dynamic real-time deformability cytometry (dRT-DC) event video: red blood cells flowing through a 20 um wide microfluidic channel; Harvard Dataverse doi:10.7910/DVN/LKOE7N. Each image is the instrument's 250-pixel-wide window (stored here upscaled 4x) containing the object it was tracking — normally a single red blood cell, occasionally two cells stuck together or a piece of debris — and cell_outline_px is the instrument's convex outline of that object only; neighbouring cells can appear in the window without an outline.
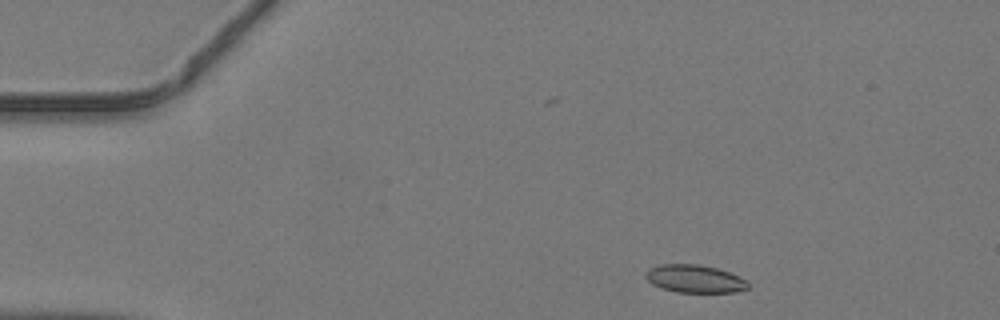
{"species": "common noctule bat (a hibernating species)", "species_latin": "Nyctalus noctula", "temperature_condition": "warm", "stored_images_in_passage": 42, "camera_frame_rate_fps": 3000, "um_per_image_px": 0.085, "animal": {"sex": "male", "body_mass_g": 19.2, "forearm_length_mm": 51.8}, "frame": {"image": 1, "passage_image": 2, "time_ms": 0.333, "image_size_px": [1000, 320], "cell_outline_px": [[748, 288], [736, 292], [676, 292], [660, 288], [652, 284], [644, 276], [644, 272], [648, 268], [660, 264], [696, 264], [716, 268], [728, 272], [748, 280]], "centroid_in_image_um": [59.01, 23.69], "position_along_channel_um": 26.0, "area_um2": 16.7}}
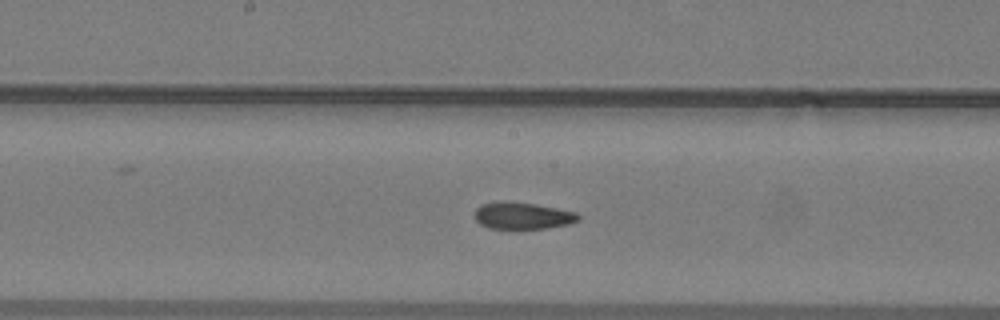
{"frame": {"image": 2, "passage_image": 19, "time_ms": 6.0, "image_size_px": [1000, 320], "cell_outline_px": [[580, 220], [568, 224], [548, 228], [488, 228], [480, 224], [476, 220], [476, 208], [480, 204], [504, 200], [512, 200], [536, 204], [576, 212], [580, 216]], "centroid_in_image_um": [44.41, 18.31], "position_along_channel_um": 203.8, "area_um2": 16.36}}
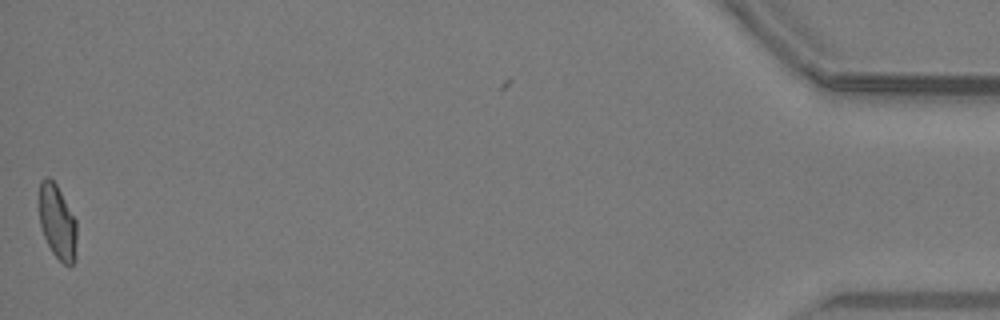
{"frame": {"image": 3, "passage_image": 41, "time_ms": 13.333, "image_size_px": [1000, 320], "cell_outline_px": [[76, 260], [68, 268], [52, 252], [44, 236], [40, 224], [40, 180], [44, 176], [48, 176], [56, 184], [76, 220]], "centroid_in_image_um": [4.89, 18.9], "position_along_channel_um": 430.3, "area_um2": 16.24}}